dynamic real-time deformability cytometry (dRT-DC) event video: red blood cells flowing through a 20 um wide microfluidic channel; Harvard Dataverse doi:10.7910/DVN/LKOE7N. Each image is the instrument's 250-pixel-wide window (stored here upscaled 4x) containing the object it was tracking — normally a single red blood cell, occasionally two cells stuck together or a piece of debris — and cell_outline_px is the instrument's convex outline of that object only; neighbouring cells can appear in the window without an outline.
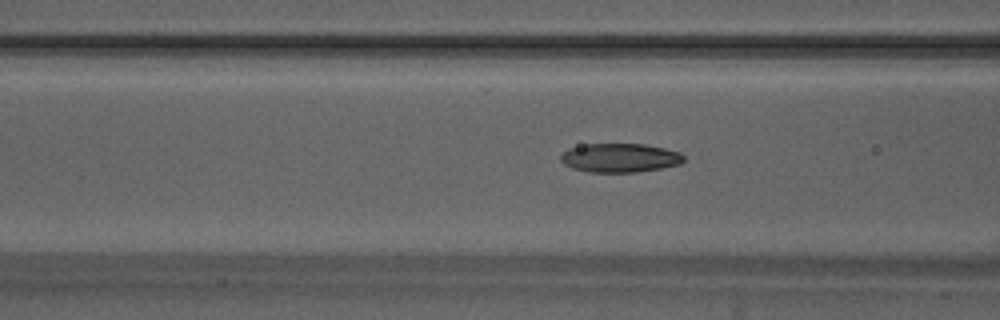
{"species": "Egyptian fruit bat (a non-hibernating species)", "species_latin": "Rousettus aegyptiacus", "temperature_condition": "warm", "stored_images_in_passage": 48, "camera_frame_rate_fps": 3000, "um_per_image_px": 0.085, "animal": {"sex": "male"}, "frame": {"image": 1, "passage_image": 16, "time_ms": 5.0, "image_size_px": [1000, 320], "cell_outline_px": [[684, 160], [680, 164], [660, 168], [636, 172], [588, 172], [572, 168], [564, 164], [560, 160], [560, 156], [568, 148], [584, 144], [644, 144], [664, 148], [680, 152], [684, 156]], "centroid_in_image_um": [52.67, 13.41], "position_along_channel_um": 113.9, "area_um2": 20.75}}
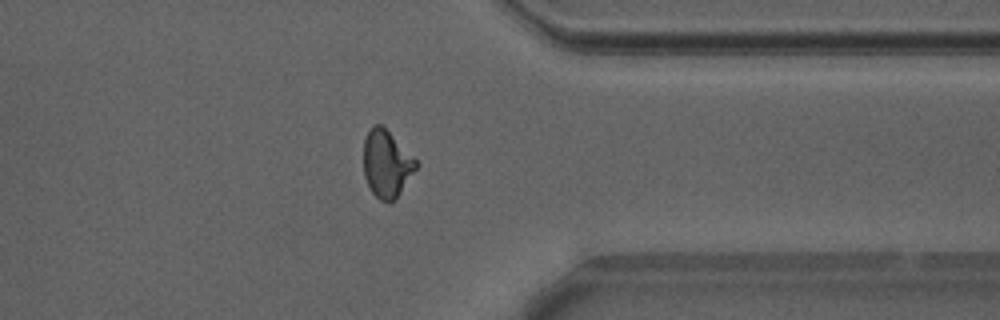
{"frame": {"image": 2, "passage_image": 37, "time_ms": 12.0, "image_size_px": [1000, 320], "cell_outline_px": [[420, 164], [400, 192], [388, 204], [380, 200], [372, 192], [364, 176], [364, 140], [368, 132], [376, 124], [380, 124]], "centroid_in_image_um": [32.85, 13.96], "position_along_channel_um": 378.5, "area_um2": 20.0}}
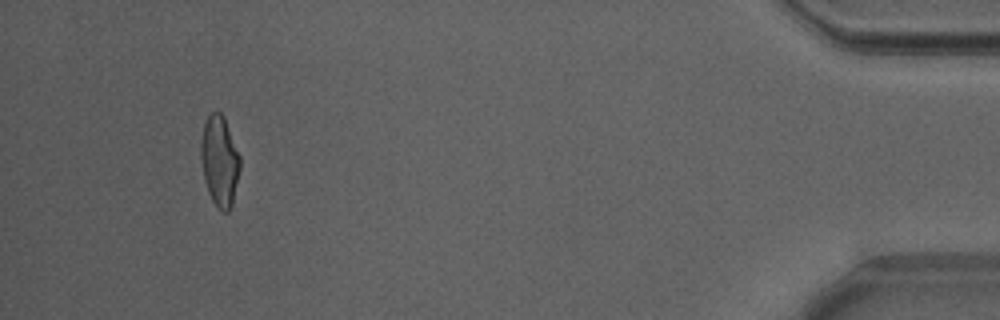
{"frame": {"image": 3, "passage_image": 45, "time_ms": 14.667, "image_size_px": [1000, 320], "cell_outline_px": [[240, 168], [232, 204], [228, 212], [224, 212], [216, 208], [208, 192], [204, 180], [200, 160], [200, 140], [204, 124], [208, 116], [212, 112], [220, 112], [224, 116], [240, 156]], "centroid_in_image_um": [18.65, 13.69], "position_along_channel_um": 416.6, "area_um2": 20.81}, "authors_computed_cell_mechanics": {"area_um2": 20.4034, "velocity_mm_per_s": 3.8851, "shape_relaxation_time_tau1_ms": 5.6925, "shape_relaxation_time_tau2_ms": 1.7832, "deformation_change_tau1": 0.2058, "deformation_change_tau2": 0.0909}}